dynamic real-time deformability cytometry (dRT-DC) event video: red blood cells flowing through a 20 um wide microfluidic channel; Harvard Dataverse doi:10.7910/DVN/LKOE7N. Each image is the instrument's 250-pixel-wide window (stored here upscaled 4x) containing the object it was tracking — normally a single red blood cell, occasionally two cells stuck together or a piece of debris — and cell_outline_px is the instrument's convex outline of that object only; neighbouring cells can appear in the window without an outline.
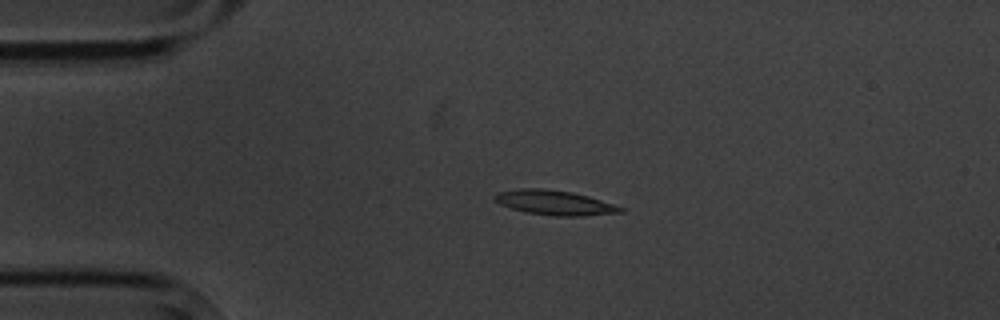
{"species": "common noctule bat (a hibernating species)", "species_latin": "Nyctalus noctula", "temperature_condition": "cold", "stored_images_in_passage": 5, "camera_frame_rate_fps": 3000, "um_per_image_px": 0.085, "animal": {"sex": "male", "body_mass_g": 20.1, "forearm_length_mm": 53.5}, "frame": {"image": 1, "passage_image": 4, "time_ms": 3.667, "image_size_px": [1000, 320], "cell_outline_px": [[624, 212], [580, 216], [556, 216], [524, 212], [500, 204], [492, 200], [492, 196], [496, 192], [520, 188], [544, 188], [572, 192], [588, 196], [624, 208]], "centroid_in_image_um": [47.07, 17.22], "position_along_channel_um": 37.9, "area_um2": 18.15}}